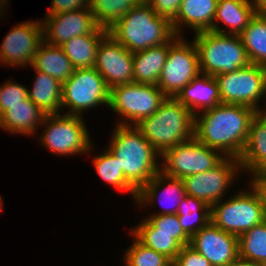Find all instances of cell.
Returning <instances> with one entry per match:
<instances>
[{"mask_svg":"<svg viewBox=\"0 0 266 266\" xmlns=\"http://www.w3.org/2000/svg\"><path fill=\"white\" fill-rule=\"evenodd\" d=\"M201 112L194 115V137L225 157L239 159L257 111L244 105L221 103Z\"/></svg>","mask_w":266,"mask_h":266,"instance_id":"cell-1","label":"cell"},{"mask_svg":"<svg viewBox=\"0 0 266 266\" xmlns=\"http://www.w3.org/2000/svg\"><path fill=\"white\" fill-rule=\"evenodd\" d=\"M113 130L109 151L118 158L125 178L139 191L159 171V152L136 126L119 125Z\"/></svg>","mask_w":266,"mask_h":266,"instance_id":"cell-2","label":"cell"},{"mask_svg":"<svg viewBox=\"0 0 266 266\" xmlns=\"http://www.w3.org/2000/svg\"><path fill=\"white\" fill-rule=\"evenodd\" d=\"M108 33L130 52L162 45L175 35L171 22L158 16L150 4H136Z\"/></svg>","mask_w":266,"mask_h":266,"instance_id":"cell-3","label":"cell"},{"mask_svg":"<svg viewBox=\"0 0 266 266\" xmlns=\"http://www.w3.org/2000/svg\"><path fill=\"white\" fill-rule=\"evenodd\" d=\"M136 127L161 155L194 137V114L175 97H166L157 111Z\"/></svg>","mask_w":266,"mask_h":266,"instance_id":"cell-4","label":"cell"},{"mask_svg":"<svg viewBox=\"0 0 266 266\" xmlns=\"http://www.w3.org/2000/svg\"><path fill=\"white\" fill-rule=\"evenodd\" d=\"M199 67L202 74L215 77L237 71L250 64L239 35L204 31L195 34Z\"/></svg>","mask_w":266,"mask_h":266,"instance_id":"cell-5","label":"cell"},{"mask_svg":"<svg viewBox=\"0 0 266 266\" xmlns=\"http://www.w3.org/2000/svg\"><path fill=\"white\" fill-rule=\"evenodd\" d=\"M250 185V191H241L229 200H220L211 206V222L216 227L239 237L266 220L262 195L252 182Z\"/></svg>","mask_w":266,"mask_h":266,"instance_id":"cell-6","label":"cell"},{"mask_svg":"<svg viewBox=\"0 0 266 266\" xmlns=\"http://www.w3.org/2000/svg\"><path fill=\"white\" fill-rule=\"evenodd\" d=\"M166 97L157 85L133 82L111 88L108 107L123 117L119 125L136 126L157 111Z\"/></svg>","mask_w":266,"mask_h":266,"instance_id":"cell-7","label":"cell"},{"mask_svg":"<svg viewBox=\"0 0 266 266\" xmlns=\"http://www.w3.org/2000/svg\"><path fill=\"white\" fill-rule=\"evenodd\" d=\"M42 124L47 126L40 142L54 154L64 156L90 152L93 143L82 116L48 114Z\"/></svg>","mask_w":266,"mask_h":266,"instance_id":"cell-8","label":"cell"},{"mask_svg":"<svg viewBox=\"0 0 266 266\" xmlns=\"http://www.w3.org/2000/svg\"><path fill=\"white\" fill-rule=\"evenodd\" d=\"M108 88L103 76L93 68L74 69L73 75L62 84V108L69 115L82 116L87 109L109 105Z\"/></svg>","mask_w":266,"mask_h":266,"instance_id":"cell-9","label":"cell"},{"mask_svg":"<svg viewBox=\"0 0 266 266\" xmlns=\"http://www.w3.org/2000/svg\"><path fill=\"white\" fill-rule=\"evenodd\" d=\"M219 150L200 143L195 137L167 148L160 156L165 161L160 168L164 174L183 179L217 166L225 156Z\"/></svg>","mask_w":266,"mask_h":266,"instance_id":"cell-10","label":"cell"},{"mask_svg":"<svg viewBox=\"0 0 266 266\" xmlns=\"http://www.w3.org/2000/svg\"><path fill=\"white\" fill-rule=\"evenodd\" d=\"M179 36L170 46L157 86L167 97H176L200 72L197 47Z\"/></svg>","mask_w":266,"mask_h":266,"instance_id":"cell-11","label":"cell"},{"mask_svg":"<svg viewBox=\"0 0 266 266\" xmlns=\"http://www.w3.org/2000/svg\"><path fill=\"white\" fill-rule=\"evenodd\" d=\"M265 71L266 67L250 63L237 71L216 75L221 103L244 105L259 112Z\"/></svg>","mask_w":266,"mask_h":266,"instance_id":"cell-12","label":"cell"},{"mask_svg":"<svg viewBox=\"0 0 266 266\" xmlns=\"http://www.w3.org/2000/svg\"><path fill=\"white\" fill-rule=\"evenodd\" d=\"M239 170L241 166L238 158L225 157L214 168L183 178L184 189L186 194L211 207L223 198Z\"/></svg>","mask_w":266,"mask_h":266,"instance_id":"cell-13","label":"cell"},{"mask_svg":"<svg viewBox=\"0 0 266 266\" xmlns=\"http://www.w3.org/2000/svg\"><path fill=\"white\" fill-rule=\"evenodd\" d=\"M43 41L54 46H61L73 37L85 34H108V29L101 27L89 8L49 14L42 22Z\"/></svg>","mask_w":266,"mask_h":266,"instance_id":"cell-14","label":"cell"},{"mask_svg":"<svg viewBox=\"0 0 266 266\" xmlns=\"http://www.w3.org/2000/svg\"><path fill=\"white\" fill-rule=\"evenodd\" d=\"M94 68L103 76L109 89L134 82L133 52L109 33L98 46Z\"/></svg>","mask_w":266,"mask_h":266,"instance_id":"cell-15","label":"cell"},{"mask_svg":"<svg viewBox=\"0 0 266 266\" xmlns=\"http://www.w3.org/2000/svg\"><path fill=\"white\" fill-rule=\"evenodd\" d=\"M43 42L42 21H26L14 26L0 47V63L8 66L31 64Z\"/></svg>","mask_w":266,"mask_h":266,"instance_id":"cell-16","label":"cell"},{"mask_svg":"<svg viewBox=\"0 0 266 266\" xmlns=\"http://www.w3.org/2000/svg\"><path fill=\"white\" fill-rule=\"evenodd\" d=\"M189 245L212 266H228L239 256L238 237L210 222L190 238Z\"/></svg>","mask_w":266,"mask_h":266,"instance_id":"cell-17","label":"cell"},{"mask_svg":"<svg viewBox=\"0 0 266 266\" xmlns=\"http://www.w3.org/2000/svg\"><path fill=\"white\" fill-rule=\"evenodd\" d=\"M165 181H167L168 184ZM165 184L167 185L164 186ZM160 189L161 190L163 189L161 191L162 195H159L161 194L159 191ZM185 195L186 191L184 189V184L182 179L168 176L163 172L159 171L146 185H144L138 191L136 202L142 206L145 205L146 203L148 204L149 202L150 204L151 202H155L158 197H159L158 200L161 201L160 203L163 202L162 201L163 198H165V202L166 200L168 201L170 199L168 202L171 204L170 201H173L172 202L173 204H171V206L172 205L173 206L167 209V206L165 207L164 205L166 209H164V211L161 210V212L156 213V215L176 214L178 211L179 204L181 203L182 198L185 197ZM162 196L164 197L162 198Z\"/></svg>","mask_w":266,"mask_h":266,"instance_id":"cell-18","label":"cell"},{"mask_svg":"<svg viewBox=\"0 0 266 266\" xmlns=\"http://www.w3.org/2000/svg\"><path fill=\"white\" fill-rule=\"evenodd\" d=\"M218 0H182L176 18L171 22L175 35L181 36V27L196 33L211 30Z\"/></svg>","mask_w":266,"mask_h":266,"instance_id":"cell-19","label":"cell"},{"mask_svg":"<svg viewBox=\"0 0 266 266\" xmlns=\"http://www.w3.org/2000/svg\"><path fill=\"white\" fill-rule=\"evenodd\" d=\"M175 98L194 115L199 109L204 111L221 104L219 87L215 77L202 73L187 84Z\"/></svg>","mask_w":266,"mask_h":266,"instance_id":"cell-20","label":"cell"},{"mask_svg":"<svg viewBox=\"0 0 266 266\" xmlns=\"http://www.w3.org/2000/svg\"><path fill=\"white\" fill-rule=\"evenodd\" d=\"M179 36L174 35L167 43L133 52L134 83L157 85L166 63L169 46Z\"/></svg>","mask_w":266,"mask_h":266,"instance_id":"cell-21","label":"cell"},{"mask_svg":"<svg viewBox=\"0 0 266 266\" xmlns=\"http://www.w3.org/2000/svg\"><path fill=\"white\" fill-rule=\"evenodd\" d=\"M255 14L253 0H218L211 31L222 34L240 35ZM216 20L224 23L226 28H229V32L222 30Z\"/></svg>","mask_w":266,"mask_h":266,"instance_id":"cell-22","label":"cell"},{"mask_svg":"<svg viewBox=\"0 0 266 266\" xmlns=\"http://www.w3.org/2000/svg\"><path fill=\"white\" fill-rule=\"evenodd\" d=\"M46 114L29 98L10 106L0 115V128L13 134L33 135L42 125Z\"/></svg>","mask_w":266,"mask_h":266,"instance_id":"cell-23","label":"cell"},{"mask_svg":"<svg viewBox=\"0 0 266 266\" xmlns=\"http://www.w3.org/2000/svg\"><path fill=\"white\" fill-rule=\"evenodd\" d=\"M239 163L241 170L251 172V176L266 170V122L258 114L250 122L248 139Z\"/></svg>","mask_w":266,"mask_h":266,"instance_id":"cell-24","label":"cell"},{"mask_svg":"<svg viewBox=\"0 0 266 266\" xmlns=\"http://www.w3.org/2000/svg\"><path fill=\"white\" fill-rule=\"evenodd\" d=\"M32 68L44 72L61 84L66 82L74 72V67L60 46L50 45L42 42L34 55Z\"/></svg>","mask_w":266,"mask_h":266,"instance_id":"cell-25","label":"cell"},{"mask_svg":"<svg viewBox=\"0 0 266 266\" xmlns=\"http://www.w3.org/2000/svg\"><path fill=\"white\" fill-rule=\"evenodd\" d=\"M36 72L38 75L33 89H28V98L46 115L59 114V110H62V84L44 72Z\"/></svg>","mask_w":266,"mask_h":266,"instance_id":"cell-26","label":"cell"},{"mask_svg":"<svg viewBox=\"0 0 266 266\" xmlns=\"http://www.w3.org/2000/svg\"><path fill=\"white\" fill-rule=\"evenodd\" d=\"M134 238L148 248L168 257L174 261L182 246L175 240V234L165 232H156V226L148 219L142 220L141 223L131 230Z\"/></svg>","mask_w":266,"mask_h":266,"instance_id":"cell-27","label":"cell"},{"mask_svg":"<svg viewBox=\"0 0 266 266\" xmlns=\"http://www.w3.org/2000/svg\"><path fill=\"white\" fill-rule=\"evenodd\" d=\"M107 34H85L71 38L60 47L71 61L74 69L93 68L97 49Z\"/></svg>","mask_w":266,"mask_h":266,"instance_id":"cell-28","label":"cell"},{"mask_svg":"<svg viewBox=\"0 0 266 266\" xmlns=\"http://www.w3.org/2000/svg\"><path fill=\"white\" fill-rule=\"evenodd\" d=\"M176 214L182 229L190 238L211 222V207L188 194L182 198Z\"/></svg>","mask_w":266,"mask_h":266,"instance_id":"cell-29","label":"cell"},{"mask_svg":"<svg viewBox=\"0 0 266 266\" xmlns=\"http://www.w3.org/2000/svg\"><path fill=\"white\" fill-rule=\"evenodd\" d=\"M239 36L250 63L266 67V16L255 14Z\"/></svg>","mask_w":266,"mask_h":266,"instance_id":"cell-30","label":"cell"},{"mask_svg":"<svg viewBox=\"0 0 266 266\" xmlns=\"http://www.w3.org/2000/svg\"><path fill=\"white\" fill-rule=\"evenodd\" d=\"M95 156L93 163L98 175L112 185L115 189L130 192L133 198H137L138 190L125 178L124 173L120 170L118 158L114 156L109 149Z\"/></svg>","mask_w":266,"mask_h":266,"instance_id":"cell-31","label":"cell"},{"mask_svg":"<svg viewBox=\"0 0 266 266\" xmlns=\"http://www.w3.org/2000/svg\"><path fill=\"white\" fill-rule=\"evenodd\" d=\"M239 256L263 264L266 261V220L238 237Z\"/></svg>","mask_w":266,"mask_h":266,"instance_id":"cell-32","label":"cell"},{"mask_svg":"<svg viewBox=\"0 0 266 266\" xmlns=\"http://www.w3.org/2000/svg\"><path fill=\"white\" fill-rule=\"evenodd\" d=\"M135 5L134 0H91L90 9L97 23L109 29Z\"/></svg>","mask_w":266,"mask_h":266,"instance_id":"cell-33","label":"cell"},{"mask_svg":"<svg viewBox=\"0 0 266 266\" xmlns=\"http://www.w3.org/2000/svg\"><path fill=\"white\" fill-rule=\"evenodd\" d=\"M132 244L123 256L126 266H168L172 262L168 257L146 247L136 238Z\"/></svg>","mask_w":266,"mask_h":266,"instance_id":"cell-34","label":"cell"},{"mask_svg":"<svg viewBox=\"0 0 266 266\" xmlns=\"http://www.w3.org/2000/svg\"><path fill=\"white\" fill-rule=\"evenodd\" d=\"M148 219L156 226V232L175 234V240L182 247L190 243V237L182 229L177 214L156 215L154 213Z\"/></svg>","mask_w":266,"mask_h":266,"instance_id":"cell-35","label":"cell"},{"mask_svg":"<svg viewBox=\"0 0 266 266\" xmlns=\"http://www.w3.org/2000/svg\"><path fill=\"white\" fill-rule=\"evenodd\" d=\"M7 82L0 87V115L10 106L21 104L28 99L27 87L13 81Z\"/></svg>","mask_w":266,"mask_h":266,"instance_id":"cell-36","label":"cell"},{"mask_svg":"<svg viewBox=\"0 0 266 266\" xmlns=\"http://www.w3.org/2000/svg\"><path fill=\"white\" fill-rule=\"evenodd\" d=\"M174 262L179 266H212L202 254L189 244L182 247Z\"/></svg>","mask_w":266,"mask_h":266,"instance_id":"cell-37","label":"cell"},{"mask_svg":"<svg viewBox=\"0 0 266 266\" xmlns=\"http://www.w3.org/2000/svg\"><path fill=\"white\" fill-rule=\"evenodd\" d=\"M182 0H152L149 4L158 16L172 22L177 15Z\"/></svg>","mask_w":266,"mask_h":266,"instance_id":"cell-38","label":"cell"},{"mask_svg":"<svg viewBox=\"0 0 266 266\" xmlns=\"http://www.w3.org/2000/svg\"><path fill=\"white\" fill-rule=\"evenodd\" d=\"M90 2L91 0H52L47 15L89 8Z\"/></svg>","mask_w":266,"mask_h":266,"instance_id":"cell-39","label":"cell"},{"mask_svg":"<svg viewBox=\"0 0 266 266\" xmlns=\"http://www.w3.org/2000/svg\"><path fill=\"white\" fill-rule=\"evenodd\" d=\"M252 177H251L252 179L251 182L255 185V187L259 190L260 194L262 195L266 210V170H263L260 173L253 175Z\"/></svg>","mask_w":266,"mask_h":266,"instance_id":"cell-40","label":"cell"},{"mask_svg":"<svg viewBox=\"0 0 266 266\" xmlns=\"http://www.w3.org/2000/svg\"><path fill=\"white\" fill-rule=\"evenodd\" d=\"M228 266H263V265L238 256Z\"/></svg>","mask_w":266,"mask_h":266,"instance_id":"cell-41","label":"cell"},{"mask_svg":"<svg viewBox=\"0 0 266 266\" xmlns=\"http://www.w3.org/2000/svg\"><path fill=\"white\" fill-rule=\"evenodd\" d=\"M256 14L266 16V0H253Z\"/></svg>","mask_w":266,"mask_h":266,"instance_id":"cell-42","label":"cell"},{"mask_svg":"<svg viewBox=\"0 0 266 266\" xmlns=\"http://www.w3.org/2000/svg\"><path fill=\"white\" fill-rule=\"evenodd\" d=\"M257 114L266 122V111L265 110H259Z\"/></svg>","mask_w":266,"mask_h":266,"instance_id":"cell-43","label":"cell"},{"mask_svg":"<svg viewBox=\"0 0 266 266\" xmlns=\"http://www.w3.org/2000/svg\"><path fill=\"white\" fill-rule=\"evenodd\" d=\"M136 4H149L152 0H134Z\"/></svg>","mask_w":266,"mask_h":266,"instance_id":"cell-44","label":"cell"},{"mask_svg":"<svg viewBox=\"0 0 266 266\" xmlns=\"http://www.w3.org/2000/svg\"><path fill=\"white\" fill-rule=\"evenodd\" d=\"M266 95V71H265V78H264V88H263V96ZM266 110V109H265Z\"/></svg>","mask_w":266,"mask_h":266,"instance_id":"cell-45","label":"cell"},{"mask_svg":"<svg viewBox=\"0 0 266 266\" xmlns=\"http://www.w3.org/2000/svg\"><path fill=\"white\" fill-rule=\"evenodd\" d=\"M8 0H0V5L1 6H3L4 8H5V5L7 4L6 2H7Z\"/></svg>","mask_w":266,"mask_h":266,"instance_id":"cell-46","label":"cell"},{"mask_svg":"<svg viewBox=\"0 0 266 266\" xmlns=\"http://www.w3.org/2000/svg\"><path fill=\"white\" fill-rule=\"evenodd\" d=\"M3 199H2V197H0V203H2V204H0V212H1V210H2V208H3Z\"/></svg>","mask_w":266,"mask_h":266,"instance_id":"cell-47","label":"cell"},{"mask_svg":"<svg viewBox=\"0 0 266 266\" xmlns=\"http://www.w3.org/2000/svg\"><path fill=\"white\" fill-rule=\"evenodd\" d=\"M168 266H179V265L175 263L174 261H172Z\"/></svg>","mask_w":266,"mask_h":266,"instance_id":"cell-48","label":"cell"},{"mask_svg":"<svg viewBox=\"0 0 266 266\" xmlns=\"http://www.w3.org/2000/svg\"><path fill=\"white\" fill-rule=\"evenodd\" d=\"M1 8H2V10H3V7L0 5V15H1V13H2V10H1ZM1 17V16H0Z\"/></svg>","mask_w":266,"mask_h":266,"instance_id":"cell-49","label":"cell"}]
</instances>
